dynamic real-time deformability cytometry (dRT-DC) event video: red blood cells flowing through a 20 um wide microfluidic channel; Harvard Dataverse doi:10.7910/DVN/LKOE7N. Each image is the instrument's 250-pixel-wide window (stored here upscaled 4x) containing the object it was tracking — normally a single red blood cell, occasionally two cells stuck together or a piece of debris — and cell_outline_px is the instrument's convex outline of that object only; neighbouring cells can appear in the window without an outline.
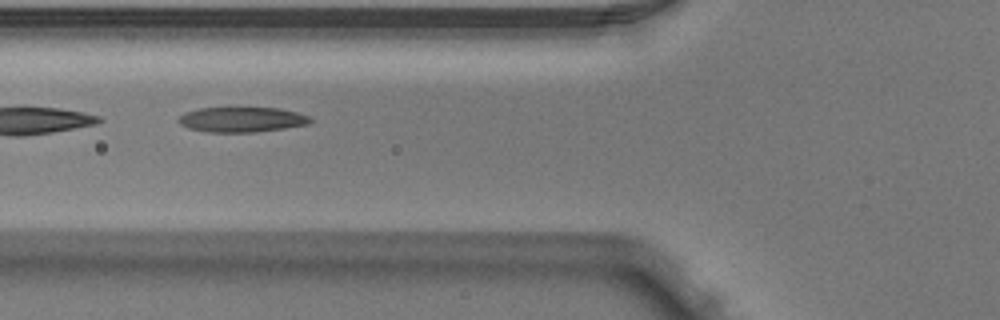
{"species": "Egyptian fruit bat (a non-hibernating species)", "species_latin": "Rousettus aegyptiacus", "temperature_condition": "warm", "stored_images_in_passage": 7, "camera_frame_rate_fps": 3000, "um_per_image_px": 0.085, "animal": {"sex": "male"}, "frame": {"image": 1, "passage_image": 6, "time_ms": 1.667, "image_size_px": [1000, 320], "cell_outline_px": [[312, 120], [308, 124], [284, 128], [256, 132], [204, 132], [188, 128], [180, 124], [176, 120], [184, 112], [200, 108], [280, 108], [312, 116]], "centroid_in_image_um": [20.54, 10.16], "position_along_channel_um": 105.3, "area_um2": 19.36}}